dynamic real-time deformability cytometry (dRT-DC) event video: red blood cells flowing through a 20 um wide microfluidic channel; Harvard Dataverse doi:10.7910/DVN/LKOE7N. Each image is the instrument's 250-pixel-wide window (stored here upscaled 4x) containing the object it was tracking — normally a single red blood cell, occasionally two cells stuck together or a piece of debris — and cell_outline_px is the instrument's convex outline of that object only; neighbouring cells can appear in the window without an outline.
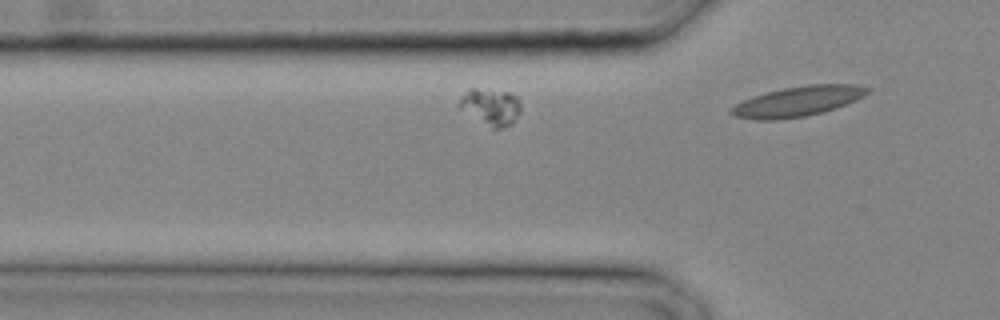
{"species": "common noctule bat (a hibernating species)", "species_latin": "Nyctalus noctula", "temperature_condition": "cold", "stored_images_in_passage": 5, "segment_of_instrument_passage": [2, 2], "camera_frame_rate_fps": 3000, "um_per_image_px": 0.085, "animal": {"sex": "male", "body_mass_g": 20.4}, "frame": {"image": 1, "passage_image": 4, "time_ms": 1.0, "image_size_px": [1000, 320], "cell_outline_px": [[520, 112], [512, 124], [500, 128], [492, 128], [460, 108], [456, 104], [460, 96], [468, 88], [476, 88], [508, 92], [516, 96], [520, 100]], "centroid_in_image_um": [41.7, 9.05], "position_along_channel_um": 84.1, "area_um2": 13.12}}